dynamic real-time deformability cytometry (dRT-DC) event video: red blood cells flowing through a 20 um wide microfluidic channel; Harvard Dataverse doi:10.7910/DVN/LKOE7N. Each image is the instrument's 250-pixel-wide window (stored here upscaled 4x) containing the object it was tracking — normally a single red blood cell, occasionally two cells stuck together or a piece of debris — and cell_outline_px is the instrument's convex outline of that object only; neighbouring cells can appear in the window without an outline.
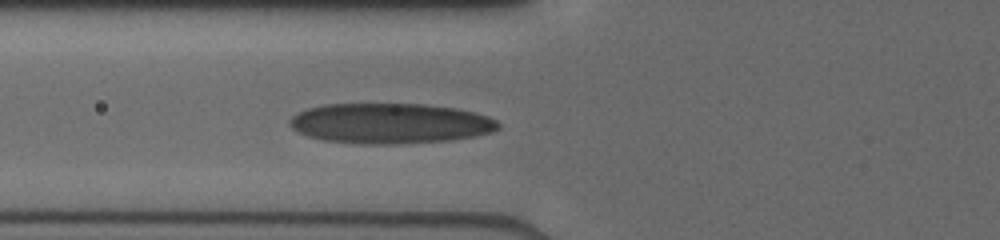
{"species": "human", "species_latin": "Homo sapiens", "temperature_condition": "cold", "stored_images_in_passage": 21, "camera_frame_rate_fps": 3000, "um_per_image_px": 0.085, "donor": {"sex": "male"}, "frame": {"image": 1, "passage_image": 18, "time_ms": 4.667, "image_size_px": [1000, 240], "cell_outline_px": [[500, 128], [492, 132], [452, 140], [388, 144], [360, 144], [324, 140], [308, 136], [296, 132], [288, 124], [288, 120], [292, 116], [308, 108], [324, 104], [424, 104], [456, 108], [476, 112], [488, 116], [496, 120], [500, 124]], "centroid_in_image_um": [33.16, 10.48], "position_along_channel_um": 92.6, "area_um2": 49.13}}